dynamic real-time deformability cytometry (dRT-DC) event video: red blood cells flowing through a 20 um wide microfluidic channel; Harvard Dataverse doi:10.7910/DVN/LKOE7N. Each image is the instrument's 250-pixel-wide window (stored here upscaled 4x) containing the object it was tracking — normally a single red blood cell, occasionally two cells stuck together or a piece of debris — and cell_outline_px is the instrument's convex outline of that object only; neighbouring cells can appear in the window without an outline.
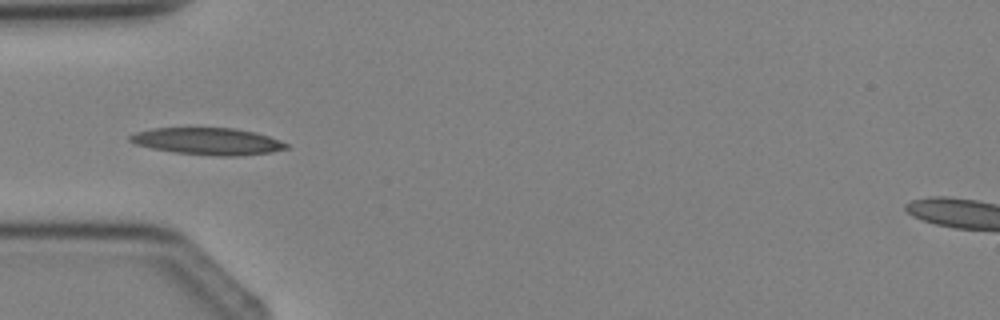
{"species": "Egyptian fruit bat (a non-hibernating species)", "species_latin": "Rousettus aegyptiacus", "temperature_condition": "cold", "stored_images_in_passage": 3, "camera_frame_rate_fps": 3000, "um_per_image_px": 0.085, "animal": {"sex": "female"}, "frame": {"image": 1, "passage_image": 3, "time_ms": 2.333, "image_size_px": [1000, 320], "cell_outline_px": [[288, 148], [272, 152], [240, 156], [216, 156], [176, 152], [152, 148], [136, 144], [128, 140], [128, 136], [136, 132], [152, 128], [236, 128], [256, 132], [280, 140], [288, 144]], "centroid_in_image_um": [17.68, 12.01], "position_along_channel_um": 67.3, "area_um2": 24.57}}